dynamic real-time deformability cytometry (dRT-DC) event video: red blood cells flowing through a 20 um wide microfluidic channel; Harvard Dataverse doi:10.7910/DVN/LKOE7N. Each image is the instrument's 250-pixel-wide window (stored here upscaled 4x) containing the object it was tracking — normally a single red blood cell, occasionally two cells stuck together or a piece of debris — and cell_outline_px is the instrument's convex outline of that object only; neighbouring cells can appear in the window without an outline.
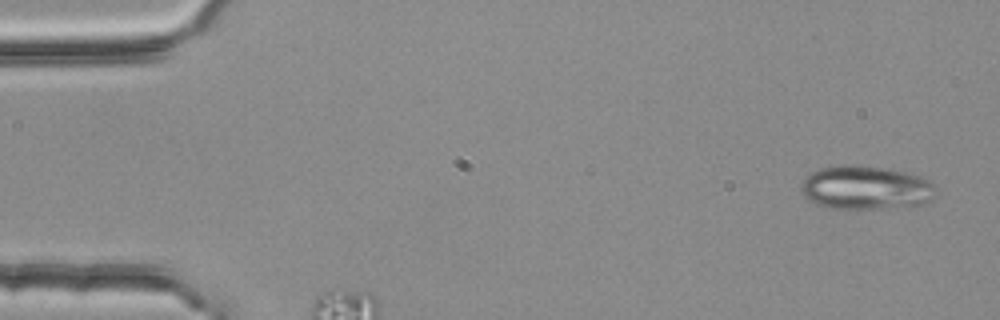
{"species": "common noctule bat (a hibernating species)", "species_latin": "Nyctalus noctula", "temperature_condition": "room temperature", "stored_images_in_passage": 5, "camera_frame_rate_fps": 3000, "um_per_image_px": 0.085, "animal": {"sex": "female", "body_mass_g": 25.1}, "frame": {"image": 1, "passage_image": 1, "time_ms": 0.0, "image_size_px": [1000, 320], "cell_outline_px": [[936, 196], [920, 204], [876, 208], [832, 208], [816, 204], [808, 200], [804, 196], [800, 188], [800, 184], [804, 176], [820, 168], [840, 164], [852, 164], [888, 168], [908, 172], [920, 176], [928, 180], [936, 188]], "centroid_in_image_um": [73.54, 15.92], "position_along_channel_um": 11.5, "area_um2": 34.45}}